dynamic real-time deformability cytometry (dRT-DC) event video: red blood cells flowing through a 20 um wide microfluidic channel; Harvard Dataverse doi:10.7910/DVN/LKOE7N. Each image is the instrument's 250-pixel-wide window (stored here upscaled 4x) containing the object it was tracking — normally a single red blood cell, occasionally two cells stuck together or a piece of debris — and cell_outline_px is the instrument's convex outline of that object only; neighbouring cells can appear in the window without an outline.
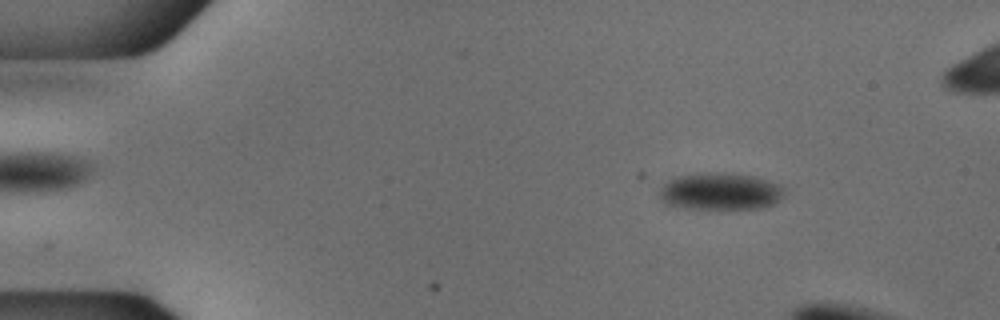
{"species": "common noctule bat (a hibernating species)", "species_latin": "Nyctalus noctula", "temperature_condition": "cold", "stored_images_in_passage": 15, "camera_frame_rate_fps": 3000, "um_per_image_px": 0.085, "animal": {"sex": "male", "body_mass_g": 18.8}, "frame": {"image": 1, "passage_image": 7, "time_ms": 2.0, "image_size_px": [1000, 320], "cell_outline_px": [[784, 196], [776, 204], [764, 208], [684, 208], [668, 204], [660, 200], [660, 188], [668, 180], [676, 176], [700, 172], [724, 172], [752, 176], [780, 184], [784, 188]], "centroid_in_image_um": [61.24, 16.26], "position_along_channel_um": 23.8, "area_um2": 27.22}}